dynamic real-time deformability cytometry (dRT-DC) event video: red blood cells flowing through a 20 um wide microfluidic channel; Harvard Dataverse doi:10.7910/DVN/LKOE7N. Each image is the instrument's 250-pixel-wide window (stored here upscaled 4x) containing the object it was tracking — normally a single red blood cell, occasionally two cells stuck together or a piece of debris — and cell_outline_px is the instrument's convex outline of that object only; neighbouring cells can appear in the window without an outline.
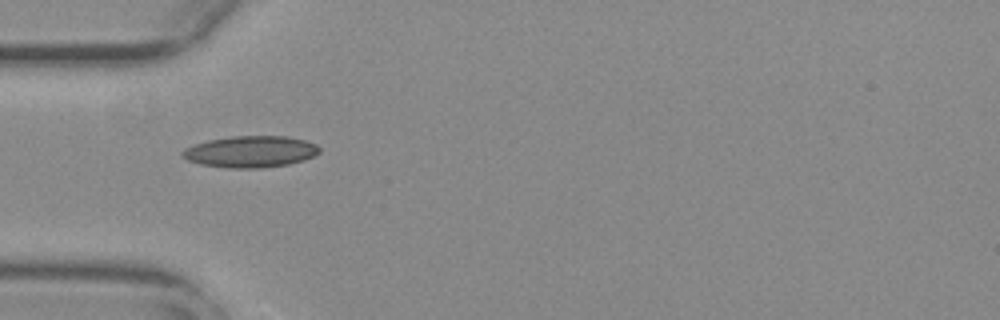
{"species": "common noctule bat (a hibernating species)", "species_latin": "Nyctalus noctula", "temperature_condition": "warm", "stored_images_in_passage": 33, "camera_frame_rate_fps": 3000, "um_per_image_px": 0.085, "animal": {"sex": "female", "body_mass_g": 29.2, "forearm_length_mm": 56.3}, "frame": {"image": 1, "passage_image": 1, "time_ms": 0.0, "image_size_px": [1000, 320], "cell_outline_px": [[320, 152], [304, 160], [288, 164], [260, 168], [228, 168], [200, 164], [188, 160], [180, 156], [180, 152], [184, 148], [208, 140], [232, 136], [288, 136], [304, 140], [316, 144], [320, 148]], "centroid_in_image_um": [21.27, 12.89], "position_along_channel_um": 63.7, "area_um2": 25.2}}
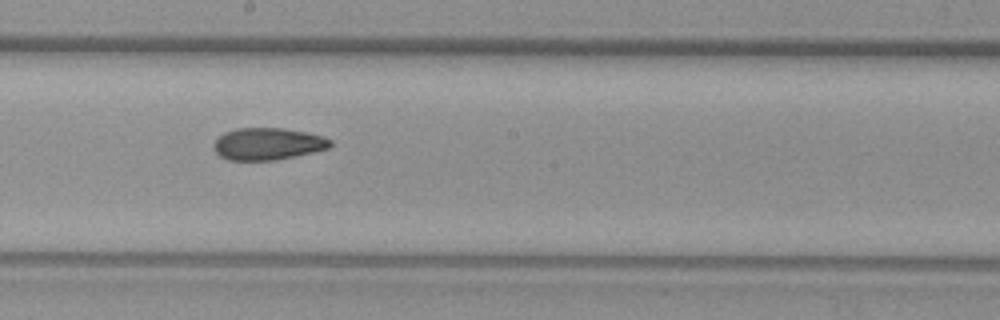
{"frame": {"image": 2, "passage_image": 14, "time_ms": 4.333, "image_size_px": [1000, 320], "cell_outline_px": [[332, 144], [328, 148], [296, 156], [276, 160], [228, 160], [220, 156], [212, 148], [212, 144], [224, 132], [236, 128], [280, 128], [308, 132], [332, 140]], "centroid_in_image_um": [22.73, 12.23], "position_along_channel_um": 225.5, "area_um2": 21.79}}
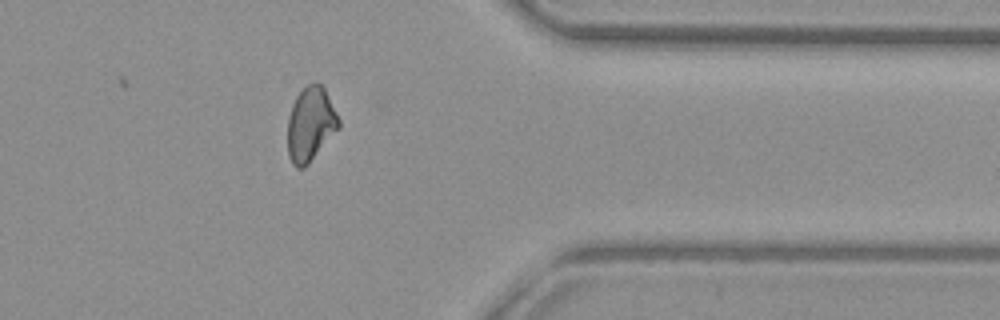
{"frame": {"image": 3, "passage_image": 28, "time_ms": 9.0, "image_size_px": [1000, 320], "cell_outline_px": [[340, 128], [308, 164], [304, 168], [296, 168], [292, 164], [288, 156], [288, 116], [292, 104], [296, 96], [308, 84], [316, 80], [324, 88], [340, 120]], "centroid_in_image_um": [26.39, 10.57], "position_along_channel_um": 385.0, "area_um2": 22.2}, "authors_computed_cell_mechanics": {"area_um2": 22.0796, "velocity_mm_per_s": 3.7481, "shape_relaxation_time_tau1_ms": null, "shape_relaxation_time_tau2_ms": 4.3516, "deformation_change_tau1": null, "deformation_change_tau2": 0.1069}}